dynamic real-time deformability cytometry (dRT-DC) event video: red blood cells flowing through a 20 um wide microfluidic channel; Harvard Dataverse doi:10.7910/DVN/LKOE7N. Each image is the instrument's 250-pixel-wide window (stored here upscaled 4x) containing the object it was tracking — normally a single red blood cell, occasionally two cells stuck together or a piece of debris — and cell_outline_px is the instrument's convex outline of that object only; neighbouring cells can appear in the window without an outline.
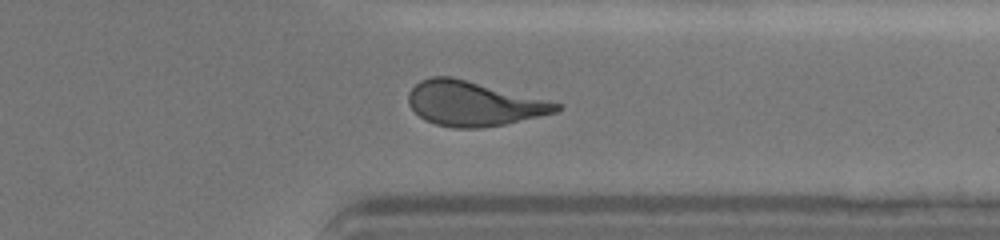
{"species": "human", "species_latin": "Homo sapiens", "temperature_condition": "cold", "stored_images_in_passage": 40, "camera_frame_rate_fps": 3000, "um_per_image_px": 0.085, "donor": {"sex": "female"}, "frame": {"image": 1, "passage_image": 34, "time_ms": 11.0, "image_size_px": [1000, 240], "cell_outline_px": [[564, 108], [556, 112], [504, 124], [480, 128], [452, 128], [436, 124], [424, 120], [408, 104], [408, 92], [420, 80], [432, 76], [452, 76], [564, 104]], "centroid_in_image_um": [40.25, 8.8], "position_along_channel_um": 371.2, "area_um2": 38.49}}